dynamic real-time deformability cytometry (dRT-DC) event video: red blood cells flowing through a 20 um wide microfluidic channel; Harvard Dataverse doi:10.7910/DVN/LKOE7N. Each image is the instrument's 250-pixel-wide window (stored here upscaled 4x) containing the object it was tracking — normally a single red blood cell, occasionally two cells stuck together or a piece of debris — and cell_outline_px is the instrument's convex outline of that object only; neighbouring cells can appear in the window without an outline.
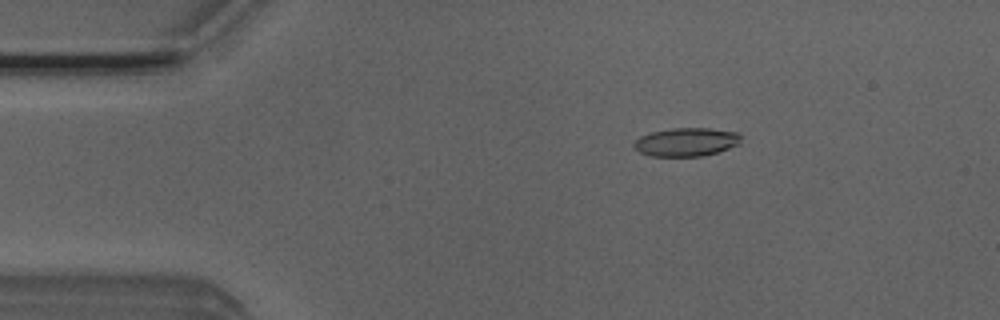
{"species": "Egyptian fruit bat (a non-hibernating species)", "species_latin": "Rousettus aegyptiacus", "temperature_condition": "room temperature", "stored_images_in_passage": 5, "camera_frame_rate_fps": 3000, "um_per_image_px": 0.085, "animal": {"sex": "male"}, "frame": {"image": 1, "passage_image": 2, "time_ms": 0.333, "image_size_px": [1000, 320], "cell_outline_px": [[740, 144], [716, 152], [700, 156], [652, 156], [640, 152], [632, 144], [640, 136], [652, 132], [672, 128], [708, 128], [736, 132], [740, 136]], "centroid_in_image_um": [58.32, 12.06], "position_along_channel_um": 26.7, "area_um2": 17.51}}